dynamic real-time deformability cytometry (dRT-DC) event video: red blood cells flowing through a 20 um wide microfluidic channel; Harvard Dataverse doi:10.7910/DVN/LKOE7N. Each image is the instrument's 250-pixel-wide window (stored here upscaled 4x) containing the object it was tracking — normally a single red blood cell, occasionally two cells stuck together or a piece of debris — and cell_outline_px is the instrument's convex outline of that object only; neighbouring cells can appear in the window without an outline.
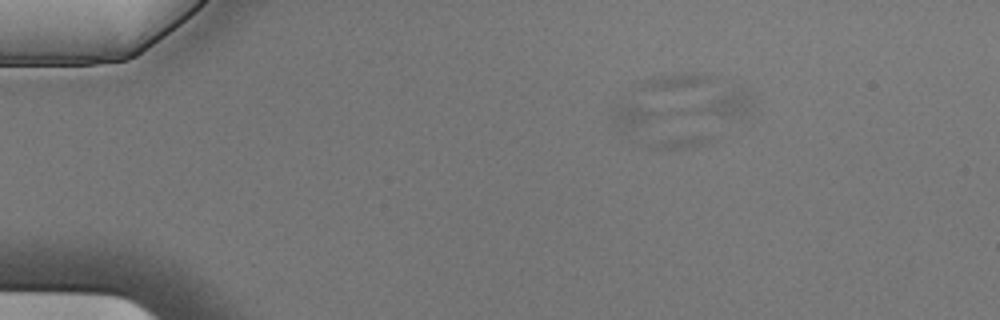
{"species": "Egyptian fruit bat (a non-hibernating species)", "species_latin": "Rousettus aegyptiacus", "temperature_condition": "cold", "stored_images_in_passage": 6, "segment_of_instrument_passage": [1, 2], "camera_frame_rate_fps": 3000, "um_per_image_px": 0.085, "animal": {"sex": "male"}, "frame": {"image": 1, "passage_image": 3, "time_ms": 0.667, "image_size_px": [1000, 320], "cell_outline_px": [[716, 140], [708, 144], [692, 148], [648, 148], [636, 144], [612, 120], [612, 108], [616, 104], [636, 104], [668, 112], [712, 136]], "centroid_in_image_um": [55.9, 10.88], "position_along_channel_um": 29.1, "area_um2": 21.21}}